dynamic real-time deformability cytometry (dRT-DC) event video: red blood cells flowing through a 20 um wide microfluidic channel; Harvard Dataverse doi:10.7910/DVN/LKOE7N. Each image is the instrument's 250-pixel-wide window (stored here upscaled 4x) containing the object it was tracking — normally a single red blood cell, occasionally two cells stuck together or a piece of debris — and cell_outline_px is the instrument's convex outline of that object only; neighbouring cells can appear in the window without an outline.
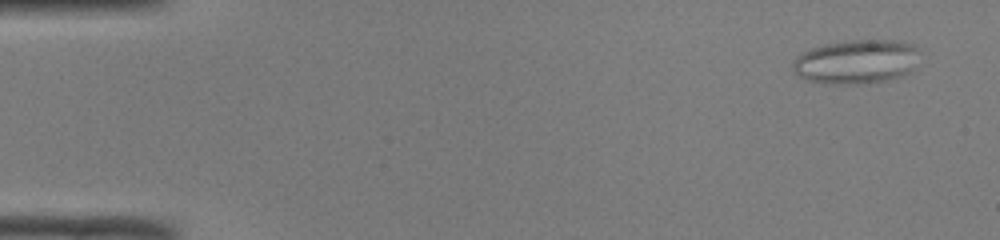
{"species": "common noctule bat (a hibernating species)", "species_latin": "Nyctalus noctula", "temperature_condition": "room temperature", "stored_images_in_passage": 45, "camera_frame_rate_fps": 3000, "um_per_image_px": 0.085, "animal": {"sex": "male", "body_mass_g": 19.0, "forearm_length_mm": 50.8}, "frame": {"image": 1, "passage_image": 3, "time_ms": 0.667, "image_size_px": [1000, 240], "cell_outline_px": [[916, 48], [912, 72], [900, 76], [884, 80], [860, 84], [824, 84], [808, 80], [792, 72], [792, 64], [796, 56], [800, 52], [812, 48], [828, 44], [852, 40], [892, 40], [912, 44]], "centroid_in_image_um": [72.7, 5.26], "position_along_channel_um": 12.3, "area_um2": 32.31}}
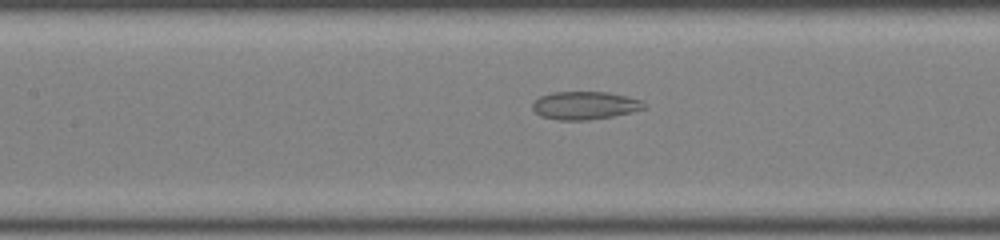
{"frame": {"image": 2, "passage_image": 23, "time_ms": 7.333, "image_size_px": [1000, 240], "cell_outline_px": [[648, 108], [632, 112], [612, 116], [588, 120], [560, 120], [540, 116], [532, 108], [532, 104], [540, 96], [552, 92], [608, 92], [640, 100], [648, 104]], "centroid_in_image_um": [49.74, 8.96], "position_along_channel_um": 157.7, "area_um2": 18.21}}
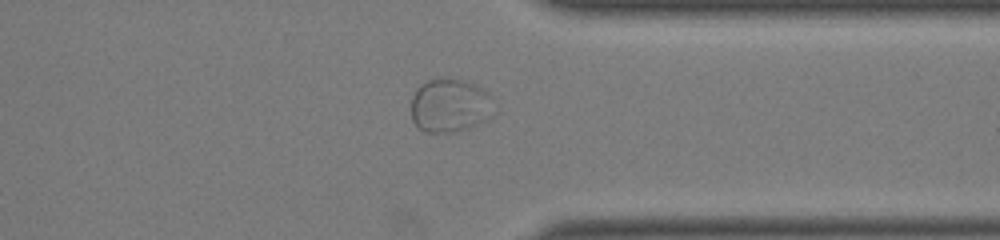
{"frame": {"image": 3, "passage_image": 39, "time_ms": 12.667, "image_size_px": [1000, 240], "cell_outline_px": [[496, 112], [492, 116], [468, 128], [456, 132], [424, 132], [412, 120], [412, 96], [416, 88], [420, 84], [428, 80], [440, 76], [444, 76], [468, 80], [484, 88], [492, 96]], "centroid_in_image_um": [38.28, 8.92], "position_along_channel_um": 373.1, "area_um2": 26.76}}